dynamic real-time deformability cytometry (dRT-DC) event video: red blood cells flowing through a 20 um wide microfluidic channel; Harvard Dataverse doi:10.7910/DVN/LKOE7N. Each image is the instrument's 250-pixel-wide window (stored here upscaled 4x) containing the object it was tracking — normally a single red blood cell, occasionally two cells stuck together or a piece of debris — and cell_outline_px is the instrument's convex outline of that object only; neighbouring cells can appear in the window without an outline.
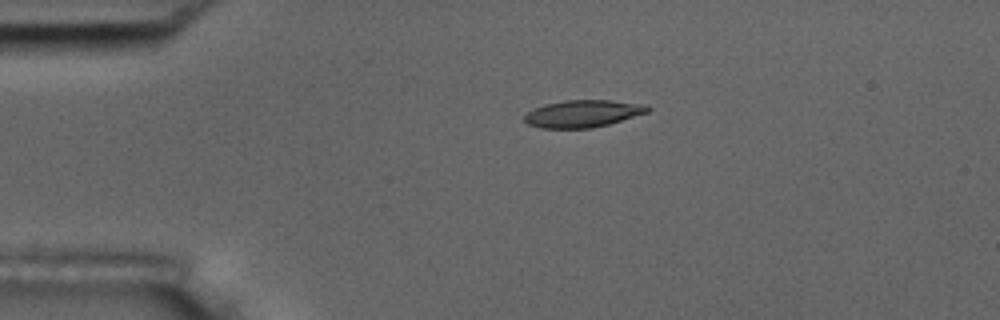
{"species": "common noctule bat (a hibernating species)", "species_latin": "Nyctalus noctula", "temperature_condition": "room temperature", "stored_images_in_passage": 2, "camera_frame_rate_fps": 3000, "um_per_image_px": 0.085, "animal": {"sex": "male", "body_mass_g": 17.5, "forearm_length_mm": 52.3}, "frame": {"image": 1, "passage_image": 1, "time_ms": 0.0, "image_size_px": [1000, 320], "cell_outline_px": [[652, 108], [648, 112], [608, 124], [592, 128], [540, 128], [528, 124], [524, 120], [524, 116], [528, 112], [544, 104], [564, 100], [608, 100], [648, 104]], "centroid_in_image_um": [49.57, 9.65], "position_along_channel_um": 35.4, "area_um2": 19.54}}